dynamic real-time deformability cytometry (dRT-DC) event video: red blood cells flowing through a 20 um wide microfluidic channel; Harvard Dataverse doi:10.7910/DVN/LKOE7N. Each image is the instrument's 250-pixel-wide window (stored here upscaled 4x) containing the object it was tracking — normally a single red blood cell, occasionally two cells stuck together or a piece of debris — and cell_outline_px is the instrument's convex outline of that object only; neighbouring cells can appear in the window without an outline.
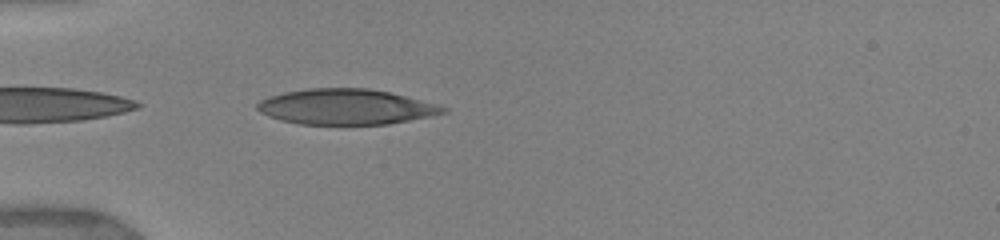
{"species": "human", "species_latin": "Homo sapiens", "temperature_condition": "warm", "stored_images_in_passage": 9, "camera_frame_rate_fps": 3000, "um_per_image_px": 0.085, "donor": {"sex": "female"}, "frame": {"image": 1, "passage_image": 2, "time_ms": 0.333, "image_size_px": [1000, 240], "cell_outline_px": [[448, 112], [432, 116], [388, 124], [300, 124], [280, 120], [268, 116], [260, 112], [256, 108], [256, 104], [260, 100], [268, 96], [284, 92], [308, 88], [368, 88], [388, 92], [440, 104], [448, 108]], "centroid_in_image_um": [29.41, 9.08], "position_along_channel_um": 55.6, "area_um2": 38.61}}